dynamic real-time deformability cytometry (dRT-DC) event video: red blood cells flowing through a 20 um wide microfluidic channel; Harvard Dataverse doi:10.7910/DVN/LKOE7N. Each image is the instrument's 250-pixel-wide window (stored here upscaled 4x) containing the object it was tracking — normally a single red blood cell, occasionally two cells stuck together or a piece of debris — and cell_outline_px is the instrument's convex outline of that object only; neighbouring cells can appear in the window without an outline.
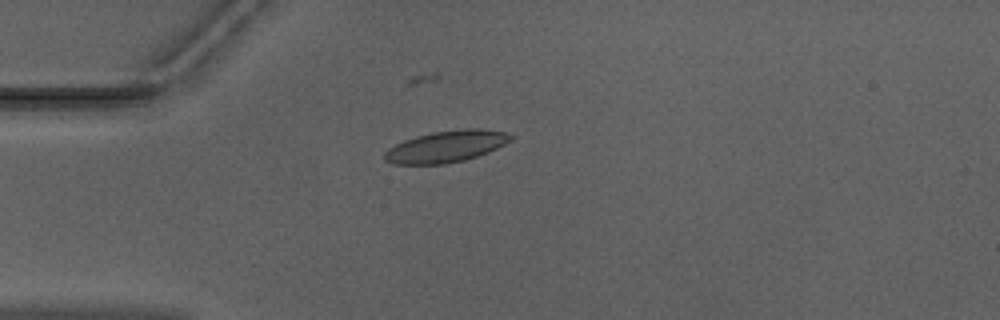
{"species": "Egyptian fruit bat (a non-hibernating species)", "species_latin": "Rousettus aegyptiacus", "temperature_condition": "warm", "stored_images_in_passage": 28, "camera_frame_rate_fps": 3000, "um_per_image_px": 0.085, "animal": {"sex": "male"}, "frame": {"image": 1, "passage_image": 1, "time_ms": 0.0, "image_size_px": [1000, 320], "cell_outline_px": [[516, 136], [504, 144], [488, 152], [464, 160], [444, 164], [392, 164], [384, 160], [384, 152], [388, 148], [404, 140], [416, 136], [432, 132], [464, 128], [476, 128], [508, 132]], "centroid_in_image_um": [37.92, 12.44], "position_along_channel_um": 47.1, "area_um2": 23.29}}
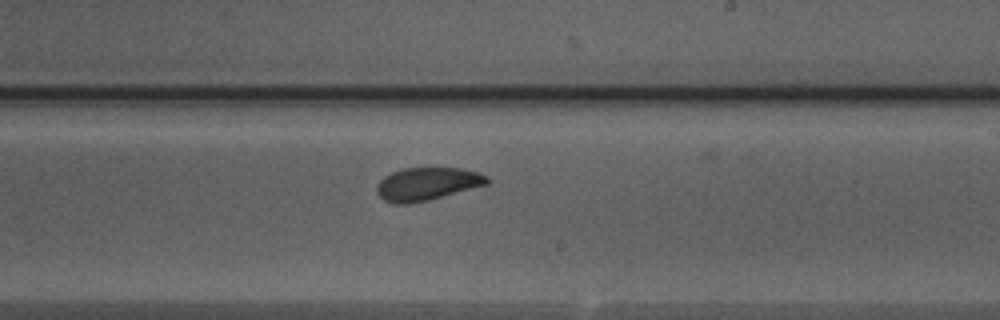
{"frame": {"image": 2, "passage_image": 18, "time_ms": 5.667, "image_size_px": [1000, 320], "cell_outline_px": [[488, 184], [428, 200], [408, 204], [396, 204], [384, 200], [376, 192], [376, 184], [384, 176], [392, 172], [404, 168], [460, 168], [480, 172], [488, 176]], "centroid_in_image_um": [36.29, 15.63], "position_along_channel_um": 252.7, "area_um2": 21.15}}
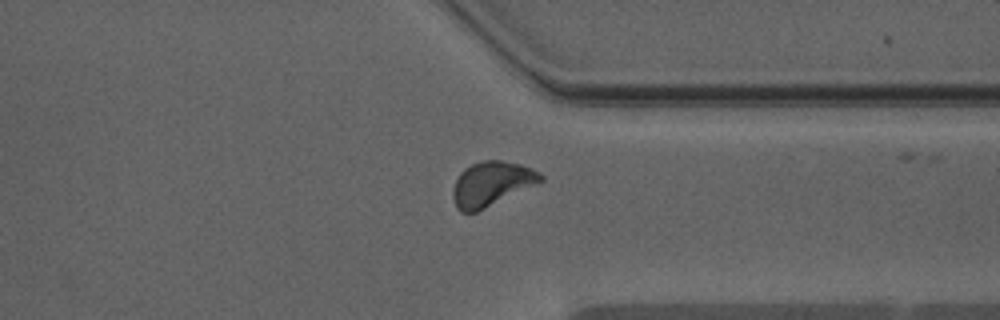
{"frame": {"image": 3, "passage_image": 27, "time_ms": 8.667, "image_size_px": [1000, 320], "cell_outline_px": [[544, 180], [476, 212], [460, 212], [456, 208], [452, 196], [452, 188], [460, 172], [464, 168], [472, 164], [484, 160], [504, 160], [520, 164], [540, 172], [544, 176]], "centroid_in_image_um": [41.75, 15.61], "position_along_channel_um": 369.7, "area_um2": 22.6}}